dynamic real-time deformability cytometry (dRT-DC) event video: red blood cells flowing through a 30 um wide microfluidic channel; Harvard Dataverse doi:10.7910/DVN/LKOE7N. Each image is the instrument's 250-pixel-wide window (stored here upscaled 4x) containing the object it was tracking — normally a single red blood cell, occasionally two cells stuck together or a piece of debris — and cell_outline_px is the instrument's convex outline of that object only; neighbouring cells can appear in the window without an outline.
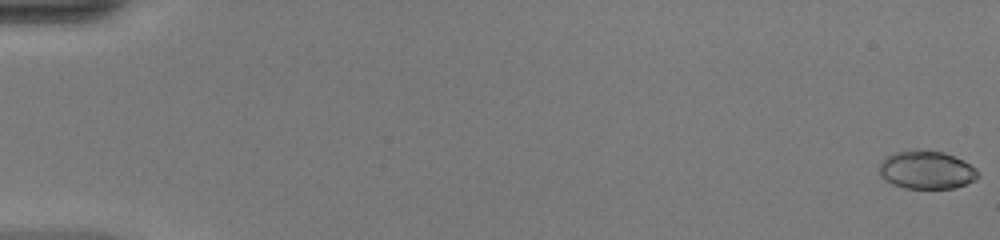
{"species": "common noctule bat (a hibernating species)", "species_latin": "Nyctalus noctula", "temperature_condition": "warm", "stored_images_in_passage": 51, "camera_frame_rate_fps": 3000, "um_per_image_px": 0.085, "animal": {"sex": "female", "body_mass_g": 20.0, "forearm_length_mm": 54.0}, "frame": {"image": 1, "passage_image": 1, "time_ms": 0.0, "image_size_px": [1000, 240], "cell_outline_px": [[980, 176], [976, 180], [952, 188], [904, 188], [892, 184], [884, 180], [876, 172], [884, 156], [896, 152], [944, 152], [964, 160], [976, 168], [980, 172]], "centroid_in_image_um": [78.74, 14.47], "position_along_channel_um": 6.3, "area_um2": 21.85}}
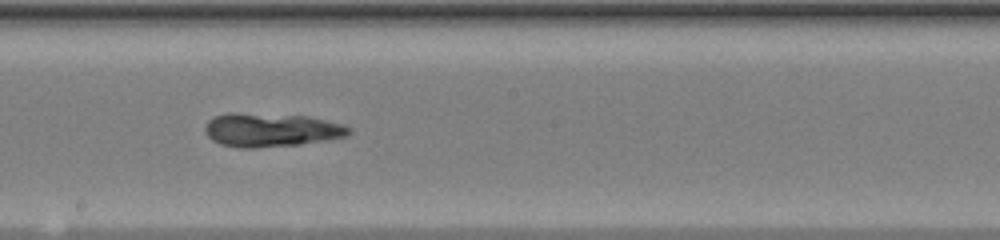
{"frame": {"image": 2, "passage_image": 30, "time_ms": 9.667, "image_size_px": [1000, 240], "cell_outline_px": [[352, 132], [348, 136], [328, 140], [300, 144], [256, 148], [240, 148], [220, 144], [212, 140], [204, 132], [204, 128], [208, 120], [212, 116], [228, 112], [232, 112], [308, 116], [344, 124], [352, 128]], "centroid_in_image_um": [23.04, 11.04], "position_along_channel_um": 225.2, "area_um2": 28.73}}
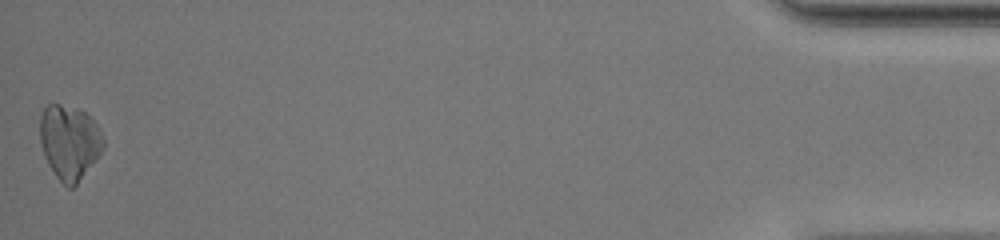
{"frame": {"image": 3, "passage_image": 51, "time_ms": 16.667, "image_size_px": [1000, 240], "cell_outline_px": [[104, 148], [76, 184], [72, 188], [68, 188], [56, 176], [48, 164], [40, 140], [40, 116], [44, 108], [48, 104], [60, 104], [80, 108], [96, 124], [104, 140]], "centroid_in_image_um": [5.89, 12.05], "position_along_channel_um": 429.3, "area_um2": 27.11}, "authors_computed_cell_mechanics": {"area_um2": 26.2412, "velocity_mm_per_s": 4.1696, "shape_relaxation_time_tau1_ms": null, "shape_relaxation_time_tau2_ms": 11.1819, "deformation_change_tau1": null, "deformation_change_tau2": 0.2556}}